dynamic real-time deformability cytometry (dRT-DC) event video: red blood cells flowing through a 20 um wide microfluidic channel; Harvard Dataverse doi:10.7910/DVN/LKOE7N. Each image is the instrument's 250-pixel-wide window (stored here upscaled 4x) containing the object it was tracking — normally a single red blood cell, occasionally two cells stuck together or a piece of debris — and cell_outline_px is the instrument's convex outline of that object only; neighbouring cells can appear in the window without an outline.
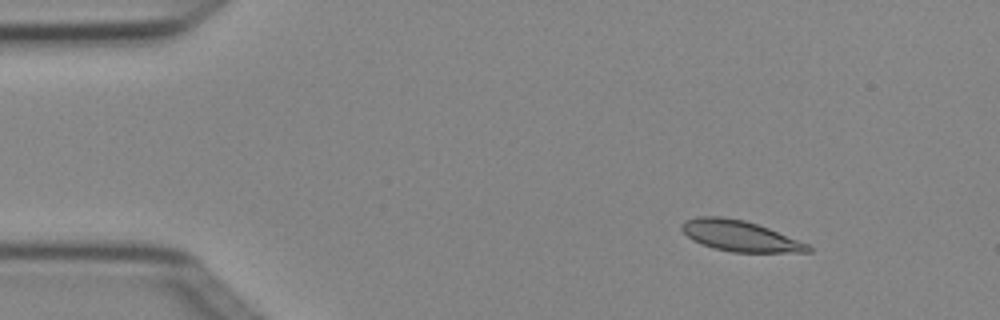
{"species": "Egyptian fruit bat (a non-hibernating species)", "species_latin": "Rousettus aegyptiacus", "temperature_condition": "cold", "stored_images_in_passage": 4, "camera_frame_rate_fps": 3000, "um_per_image_px": 0.085, "animal": {"sex": "female"}, "frame": {"image": 1, "passage_image": 2, "time_ms": 0.333, "image_size_px": [1000, 320], "cell_outline_px": [[812, 252], [732, 252], [712, 248], [700, 244], [692, 240], [680, 228], [680, 224], [684, 220], [696, 216], [720, 216], [744, 220], [768, 228], [808, 244], [812, 248]], "centroid_in_image_um": [62.84, 20.05], "position_along_channel_um": 22.2, "area_um2": 22.66}}